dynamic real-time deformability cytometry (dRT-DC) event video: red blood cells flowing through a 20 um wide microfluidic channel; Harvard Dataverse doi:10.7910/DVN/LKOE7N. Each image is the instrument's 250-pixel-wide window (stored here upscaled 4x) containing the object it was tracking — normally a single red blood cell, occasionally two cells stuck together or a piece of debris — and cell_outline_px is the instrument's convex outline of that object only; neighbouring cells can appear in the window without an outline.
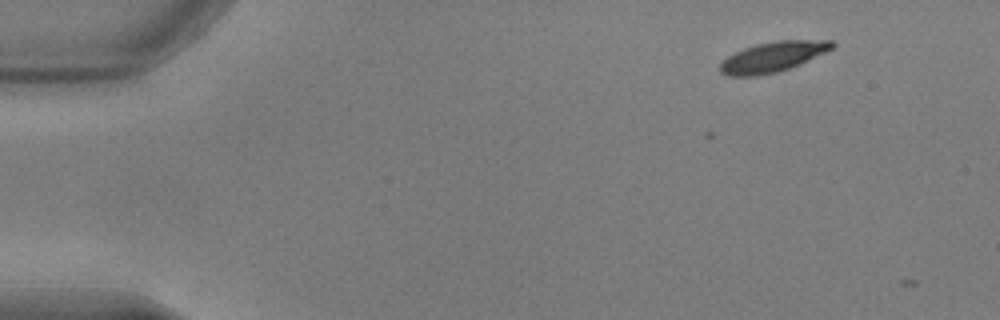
{"species": "common noctule bat (a hibernating species)", "species_latin": "Nyctalus noctula", "temperature_condition": "warm", "stored_images_in_passage": 4, "camera_frame_rate_fps": 3000, "um_per_image_px": 0.085, "animal": {"sex": "male", "body_mass_g": 17.9, "forearm_length_mm": 54.2}, "frame": {"image": 1, "passage_image": 2, "time_ms": 0.333, "image_size_px": [1000, 320], "cell_outline_px": [[836, 44], [832, 48], [800, 64], [776, 72], [756, 76], [728, 76], [720, 72], [720, 64], [728, 56], [744, 48], [756, 44], [780, 40], [832, 40]], "centroid_in_image_um": [65.68, 4.83], "position_along_channel_um": 19.3, "area_um2": 19.42}}